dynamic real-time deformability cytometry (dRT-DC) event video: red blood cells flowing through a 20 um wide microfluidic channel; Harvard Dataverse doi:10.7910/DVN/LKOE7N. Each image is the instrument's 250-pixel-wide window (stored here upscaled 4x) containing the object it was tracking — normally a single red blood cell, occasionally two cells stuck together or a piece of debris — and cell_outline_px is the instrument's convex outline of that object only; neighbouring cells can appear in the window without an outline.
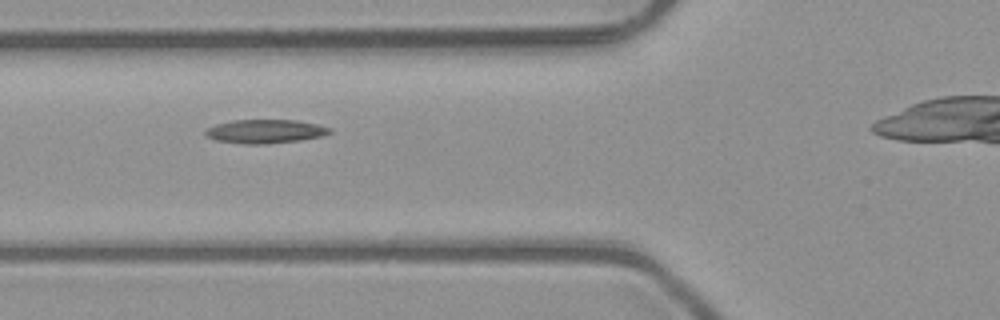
{"species": "common noctule bat (a hibernating species)", "species_latin": "Nyctalus noctula", "temperature_condition": "room temperature", "stored_images_in_passage": 4, "camera_frame_rate_fps": 3000, "um_per_image_px": 0.085, "animal": {"sex": "male", "body_mass_g": 23.1, "forearm_length_mm": 52.7}, "frame": {"image": 1, "passage_image": 2, "time_ms": 0.333, "image_size_px": [1000, 320], "cell_outline_px": [[332, 132], [320, 136], [300, 140], [264, 144], [244, 144], [216, 140], [208, 136], [204, 132], [204, 128], [216, 124], [232, 120], [296, 120], [316, 124], [332, 128]], "centroid_in_image_um": [22.51, 11.16], "position_along_channel_um": 103.3, "area_um2": 17.17}}
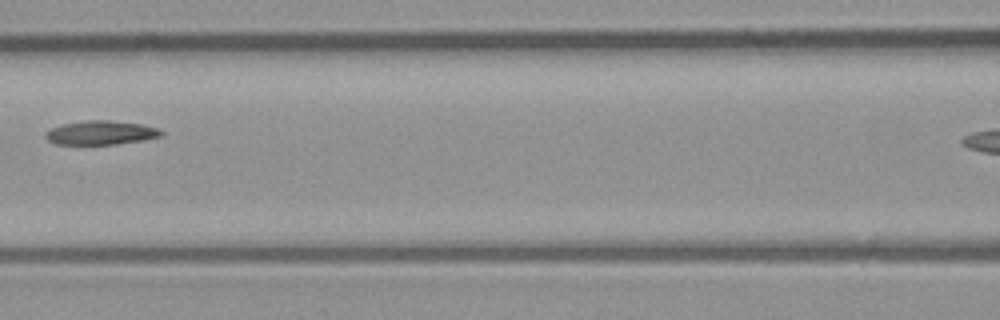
{"frame": {"image": 2, "passage_image": 3, "time_ms": 0.667, "image_size_px": [1000, 320], "cell_outline_px": [[164, 132], [160, 136], [144, 140], [116, 144], [56, 144], [48, 140], [44, 136], [44, 132], [52, 128], [64, 124], [88, 120], [108, 120], [144, 124], [160, 128]], "centroid_in_image_um": [8.61, 11.28], "position_along_channel_um": 158.0, "area_um2": 16.18}}
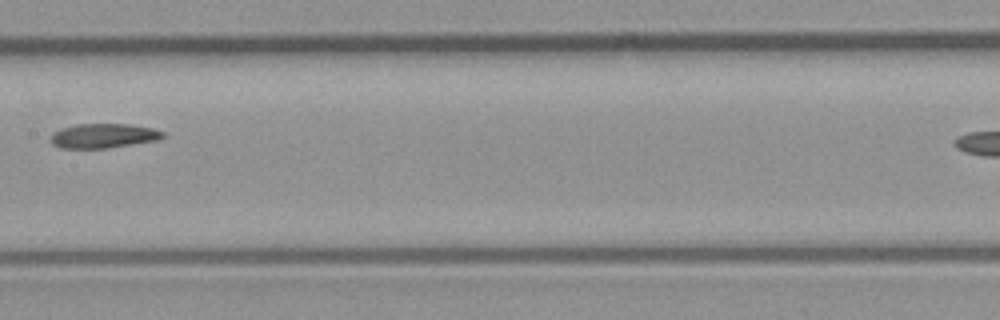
{"frame": {"image": 3, "passage_image": 4, "time_ms": 1.0, "image_size_px": [1000, 320], "cell_outline_px": [[164, 136], [156, 140], [104, 148], [60, 148], [52, 144], [52, 132], [60, 128], [76, 124], [128, 124], [152, 128], [164, 132]], "centroid_in_image_um": [8.74, 11.53], "position_along_channel_um": 198.7, "area_um2": 15.78}}